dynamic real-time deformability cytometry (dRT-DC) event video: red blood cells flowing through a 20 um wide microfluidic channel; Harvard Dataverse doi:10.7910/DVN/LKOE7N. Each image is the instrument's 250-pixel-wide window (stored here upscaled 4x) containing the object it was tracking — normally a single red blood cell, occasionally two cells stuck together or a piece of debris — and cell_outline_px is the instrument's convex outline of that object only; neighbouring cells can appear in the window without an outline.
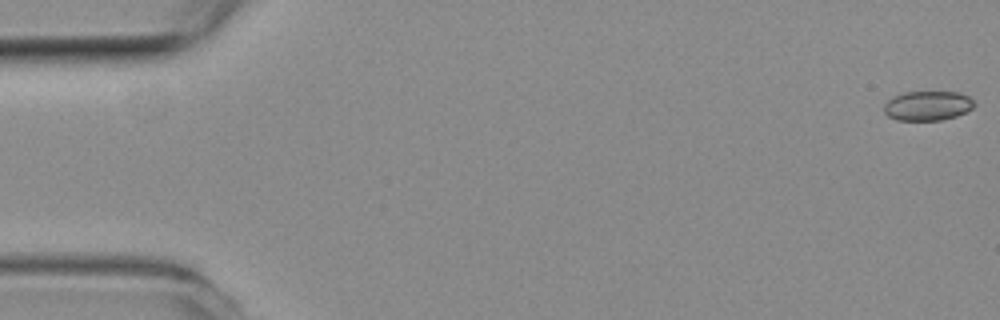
{"species": "common noctule bat (a hibernating species)", "species_latin": "Nyctalus noctula", "temperature_condition": "room temperature", "stored_images_in_passage": 55, "camera_frame_rate_fps": 3000, "um_per_image_px": 0.085, "animal": {"sex": "female", "body_mass_g": 19.3, "forearm_length_mm": 54.1}, "frame": {"image": 1, "passage_image": 1, "time_ms": 0.0, "image_size_px": [1000, 320], "cell_outline_px": [[976, 104], [972, 108], [956, 116], [940, 120], [896, 120], [888, 116], [884, 112], [884, 104], [892, 96], [904, 92], [960, 92], [968, 96]], "centroid_in_image_um": [78.82, 8.98], "position_along_channel_um": 6.2, "area_um2": 15.55}}
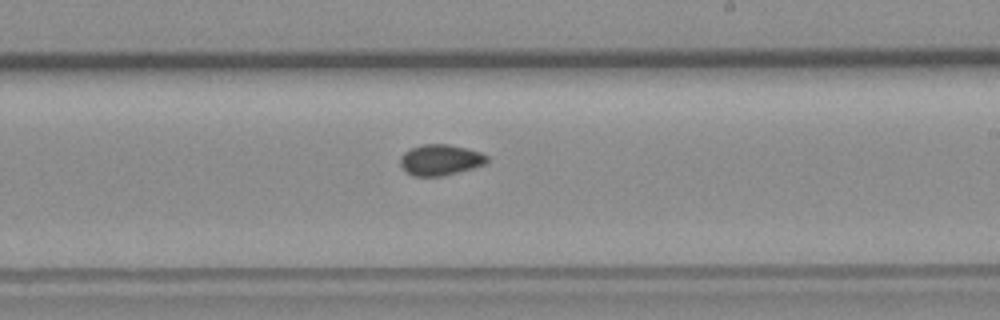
{"frame": {"image": 2, "passage_image": 32, "time_ms": 10.333, "image_size_px": [1000, 320], "cell_outline_px": [[488, 160], [484, 164], [472, 168], [444, 176], [412, 176], [400, 164], [400, 156], [404, 152], [412, 148], [424, 144], [448, 144], [468, 148], [480, 152], [488, 156]], "centroid_in_image_um": [37.44, 13.59], "position_along_channel_um": 251.6, "area_um2": 15.55}}
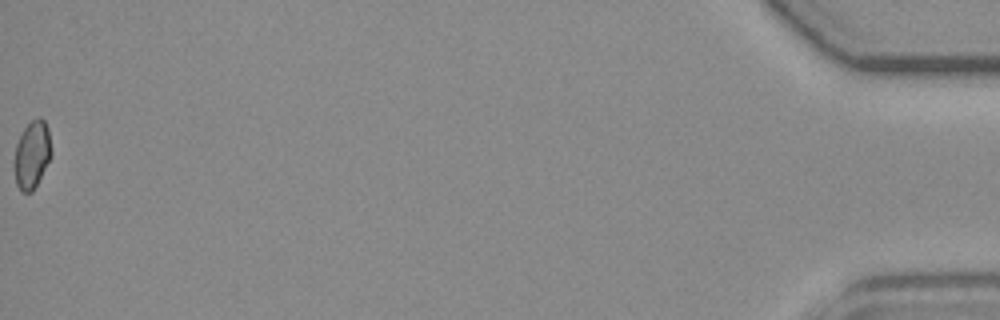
{"frame": {"image": 3, "passage_image": 55, "time_ms": 18.0, "image_size_px": [1000, 320], "cell_outline_px": [[52, 152], [32, 192], [20, 192], [16, 184], [12, 164], [16, 144], [24, 128], [36, 116], [40, 116], [44, 120], [48, 128]], "centroid_in_image_um": [2.68, 13.13], "position_along_channel_um": 432.5, "area_um2": 14.68}, "authors_computed_cell_mechanics": {"area_um2": 15.4904, "velocity_mm_per_s": 3.7826, "shape_relaxation_time_tau1_ms": null, "shape_relaxation_time_tau2_ms": 5.2942, "deformation_change_tau1": null, "deformation_change_tau2": 0.0682}}